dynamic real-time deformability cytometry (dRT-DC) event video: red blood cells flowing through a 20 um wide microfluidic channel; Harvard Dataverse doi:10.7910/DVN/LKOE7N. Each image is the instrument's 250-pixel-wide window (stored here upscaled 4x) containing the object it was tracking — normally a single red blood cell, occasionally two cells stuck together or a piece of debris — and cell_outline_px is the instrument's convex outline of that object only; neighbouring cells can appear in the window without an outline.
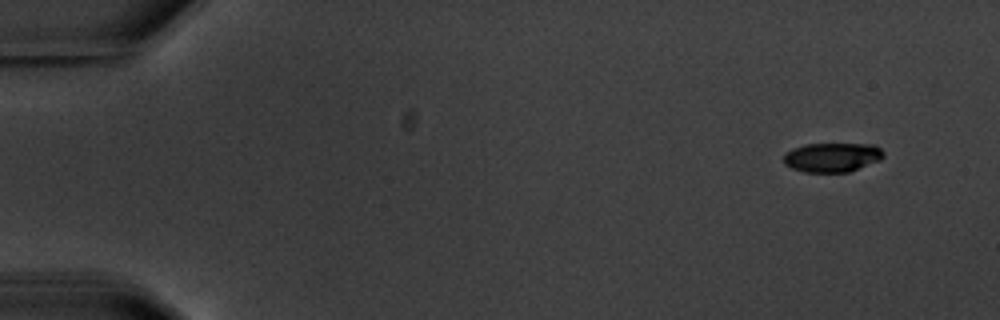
{"species": "common noctule bat (a hibernating species)", "species_latin": "Nyctalus noctula", "temperature_condition": "warm", "stored_images_in_passage": 4, "camera_frame_rate_fps": 3000, "um_per_image_px": 0.085, "animal": {"sex": "male", "body_mass_g": 20.1, "forearm_length_mm": 53.5}, "frame": {"image": 1, "passage_image": 1, "time_ms": 0.0, "image_size_px": [1000, 320], "cell_outline_px": [[884, 156], [880, 160], [848, 172], [804, 172], [792, 168], [784, 164], [784, 152], [792, 148], [804, 144], [876, 144], [884, 152]], "centroid_in_image_um": [70.72, 13.36], "position_along_channel_um": 14.3, "area_um2": 17.17}}
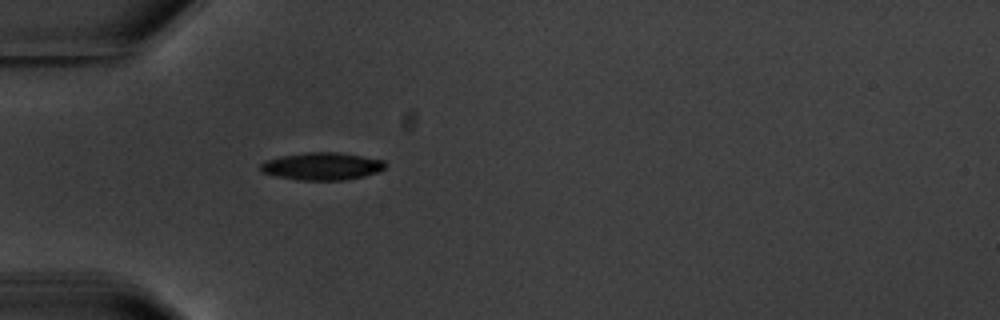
{"frame": {"image": 2, "passage_image": 4, "time_ms": 4.667, "image_size_px": [1000, 320], "cell_outline_px": [[388, 164], [384, 168], [376, 172], [364, 176], [344, 180], [296, 180], [276, 176], [260, 172], [260, 164], [268, 160], [280, 156], [308, 152], [336, 152], [384, 160]], "centroid_in_image_um": [27.35, 14.13], "position_along_channel_um": 57.6, "area_um2": 19.94}}